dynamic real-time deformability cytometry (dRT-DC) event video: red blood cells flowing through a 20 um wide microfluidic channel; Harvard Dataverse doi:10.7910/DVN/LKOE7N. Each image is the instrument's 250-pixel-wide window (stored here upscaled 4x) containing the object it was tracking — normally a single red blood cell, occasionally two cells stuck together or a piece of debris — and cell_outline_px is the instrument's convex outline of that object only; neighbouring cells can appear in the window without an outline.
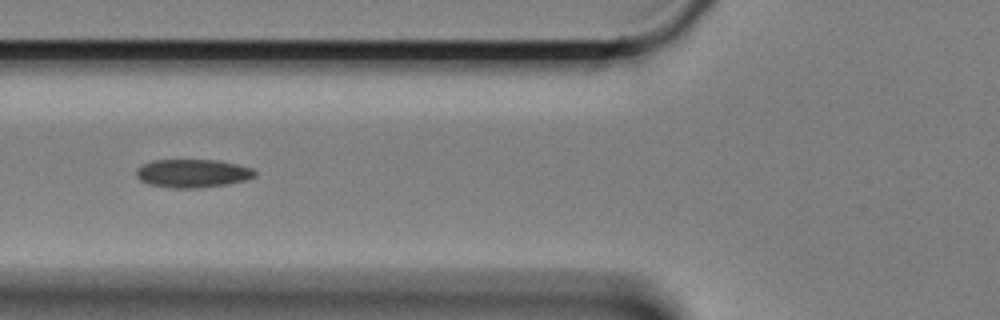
{"species": "Egyptian fruit bat (a non-hibernating species)", "species_latin": "Rousettus aegyptiacus", "temperature_condition": "cold", "stored_images_in_passage": 19, "camera_frame_rate_fps": 3000, "um_per_image_px": 0.085, "animal": {"sex": "female"}, "frame": {"image": 1, "passage_image": 9, "time_ms": 2.667, "image_size_px": [1000, 320], "cell_outline_px": [[256, 176], [248, 180], [228, 184], [196, 188], [172, 188], [148, 184], [140, 180], [136, 176], [136, 168], [152, 160], [216, 160], [240, 164], [252, 168], [256, 172]], "centroid_in_image_um": [16.4, 14.73], "position_along_channel_um": 109.4, "area_um2": 19.77}}
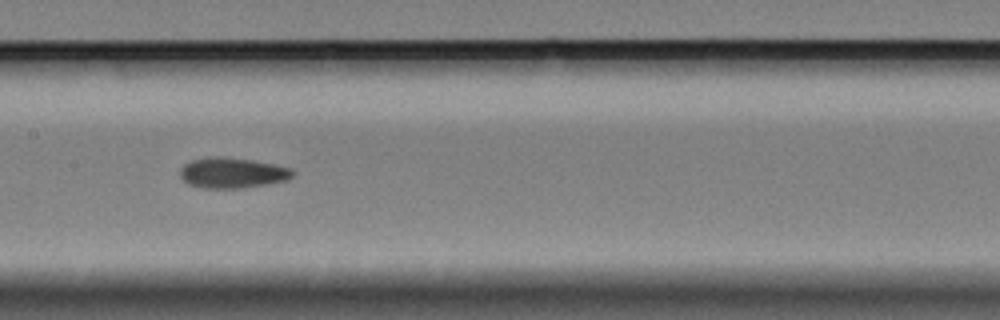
{"frame": {"image": 2, "passage_image": 16, "time_ms": 5.0, "image_size_px": [1000, 320], "cell_outline_px": [[292, 176], [288, 180], [244, 188], [204, 188], [188, 184], [180, 176], [180, 168], [184, 164], [192, 160], [212, 156], [220, 156], [252, 160], [292, 168]], "centroid_in_image_um": [19.72, 14.69], "position_along_channel_um": 187.7, "area_um2": 19.94}}